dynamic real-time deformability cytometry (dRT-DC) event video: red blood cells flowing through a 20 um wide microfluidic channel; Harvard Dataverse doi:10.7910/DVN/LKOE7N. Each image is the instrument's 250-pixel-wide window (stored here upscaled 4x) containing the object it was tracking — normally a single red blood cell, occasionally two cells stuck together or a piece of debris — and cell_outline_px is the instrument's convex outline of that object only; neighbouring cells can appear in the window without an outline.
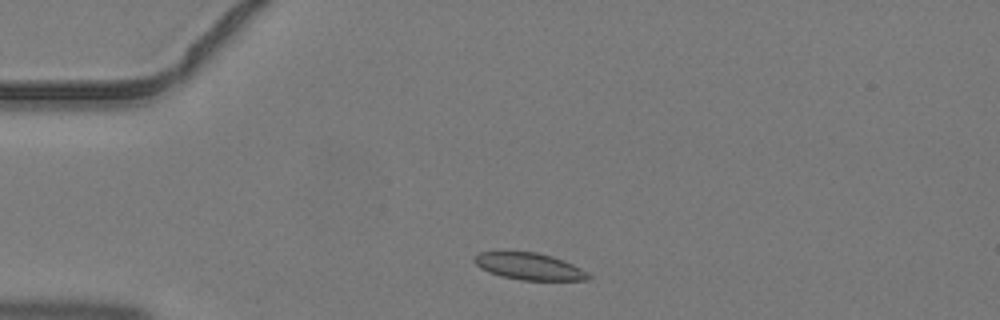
{"species": "common noctule bat (a hibernating species)", "species_latin": "Nyctalus noctula", "temperature_condition": "warm", "stored_images_in_passage": 2, "camera_frame_rate_fps": 3000, "um_per_image_px": 0.085, "animal": {"sex": "male", "body_mass_g": 19.2, "forearm_length_mm": 51.8}, "frame": {"image": 1, "passage_image": 1, "time_ms": 0.0, "image_size_px": [1000, 320], "cell_outline_px": [[592, 276], [588, 280], [520, 280], [500, 276], [488, 272], [480, 268], [472, 260], [472, 256], [480, 252], [536, 252], [552, 256], [564, 260], [588, 272]], "centroid_in_image_um": [44.96, 22.64], "position_along_channel_um": 40.0, "area_um2": 17.98}}